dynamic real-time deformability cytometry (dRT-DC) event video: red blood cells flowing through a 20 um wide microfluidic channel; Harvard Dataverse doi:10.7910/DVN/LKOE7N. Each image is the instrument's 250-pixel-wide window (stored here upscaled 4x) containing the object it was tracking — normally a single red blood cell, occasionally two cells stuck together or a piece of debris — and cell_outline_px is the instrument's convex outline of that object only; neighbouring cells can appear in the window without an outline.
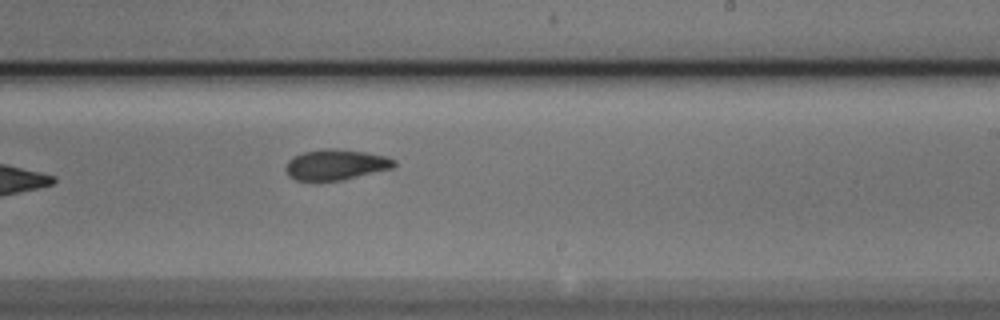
{"species": "Egyptian fruit bat (a non-hibernating species)", "species_latin": "Rousettus aegyptiacus", "temperature_condition": "cold", "stored_images_in_passage": 6, "camera_frame_rate_fps": 3000, "um_per_image_px": 0.085, "animal": {"sex": "male"}, "frame": {"image": 1, "passage_image": 6, "time_ms": 1.667, "image_size_px": [1000, 320], "cell_outline_px": [[396, 164], [392, 168], [344, 180], [296, 180], [288, 176], [284, 168], [288, 160], [292, 156], [304, 152], [324, 148], [336, 148], [364, 152], [384, 156], [396, 160]], "centroid_in_image_um": [28.51, 13.99], "position_along_channel_um": 260.5, "area_um2": 19.36}}